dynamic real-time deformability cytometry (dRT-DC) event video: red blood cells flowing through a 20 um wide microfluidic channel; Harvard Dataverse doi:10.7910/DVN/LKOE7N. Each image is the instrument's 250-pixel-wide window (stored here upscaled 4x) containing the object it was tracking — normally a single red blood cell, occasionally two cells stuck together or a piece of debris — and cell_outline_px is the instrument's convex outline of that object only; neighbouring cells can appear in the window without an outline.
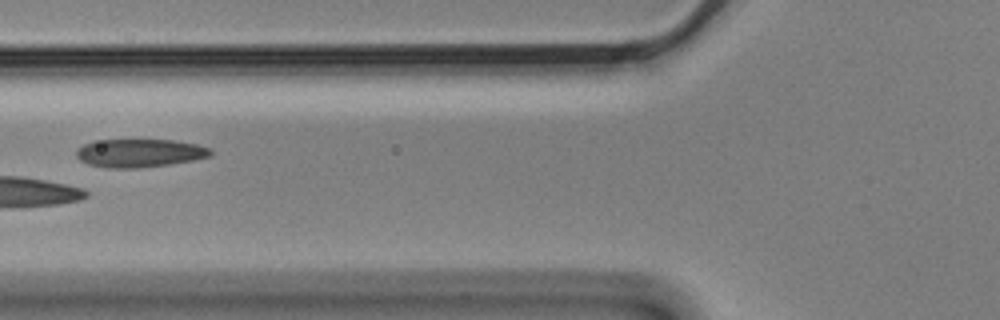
{"species": "Egyptian fruit bat (a non-hibernating species)", "species_latin": "Rousettus aegyptiacus", "temperature_condition": "cold", "stored_images_in_passage": 10, "camera_frame_rate_fps": 3000, "um_per_image_px": 0.085, "animal": {"sex": "male"}, "frame": {"image": 1, "passage_image": 5, "time_ms": 1.333, "image_size_px": [1000, 320], "cell_outline_px": [[212, 156], [192, 160], [168, 164], [136, 168], [108, 168], [88, 164], [80, 160], [76, 156], [76, 148], [92, 140], [172, 140], [196, 144], [212, 148]], "centroid_in_image_um": [11.84, 13.0], "position_along_channel_um": 114.0, "area_um2": 22.14}}
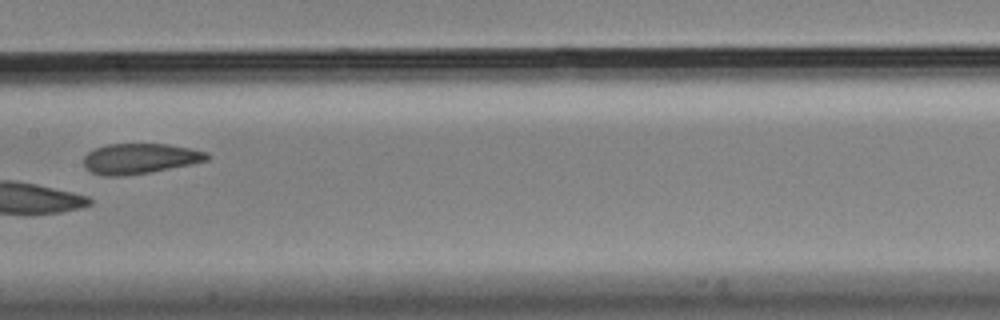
{"frame": {"image": 2, "passage_image": 7, "time_ms": 2.0, "image_size_px": [1000, 320], "cell_outline_px": [[212, 156], [208, 160], [192, 164], [152, 172], [124, 176], [100, 176], [84, 168], [84, 156], [88, 152], [96, 148], [108, 144], [168, 144], [192, 148], [208, 152]], "centroid_in_image_um": [11.92, 13.49], "position_along_channel_um": 195.5, "area_um2": 22.14}}